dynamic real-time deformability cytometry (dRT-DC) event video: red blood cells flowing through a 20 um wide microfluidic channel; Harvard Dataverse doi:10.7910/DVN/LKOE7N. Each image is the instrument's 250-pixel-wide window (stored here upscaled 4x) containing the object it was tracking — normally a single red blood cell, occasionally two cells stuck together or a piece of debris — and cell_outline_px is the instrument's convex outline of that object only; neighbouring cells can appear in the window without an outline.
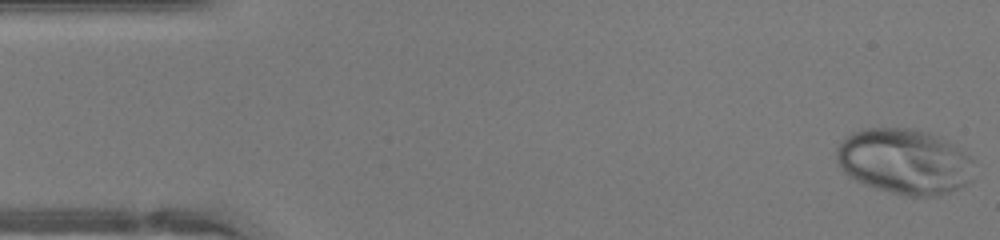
{"species": "human", "species_latin": "Homo sapiens", "temperature_condition": "warm", "stored_images_in_passage": 46, "camera_frame_rate_fps": 3000, "um_per_image_px": 0.085, "donor": {"sex": "female"}, "frame": {"image": 1, "passage_image": 1, "time_ms": 0.0, "image_size_px": [1000, 240], "cell_outline_px": [[972, 180], [948, 192], [936, 196], [908, 196], [876, 188], [864, 184], [848, 176], [840, 168], [836, 160], [836, 148], [852, 132], [860, 128], [912, 128], [928, 132], [940, 136], [948, 140], [972, 156]], "centroid_in_image_um": [76.87, 13.7], "position_along_channel_um": 8.1, "area_um2": 52.66}}
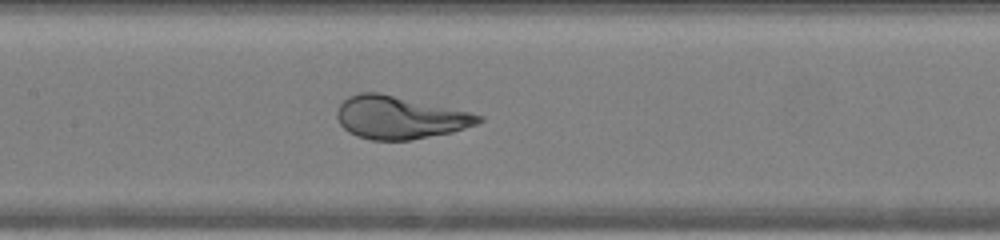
{"frame": {"image": 2, "passage_image": 21, "time_ms": 6.667, "image_size_px": [1000, 240], "cell_outline_px": [[484, 120], [476, 124], [452, 132], [412, 140], [372, 140], [356, 136], [348, 132], [340, 124], [336, 116], [336, 112], [340, 104], [348, 96], [360, 92], [380, 92], [468, 112], [484, 116]], "centroid_in_image_um": [33.94, 9.99], "position_along_channel_um": 173.5, "area_um2": 35.2}}
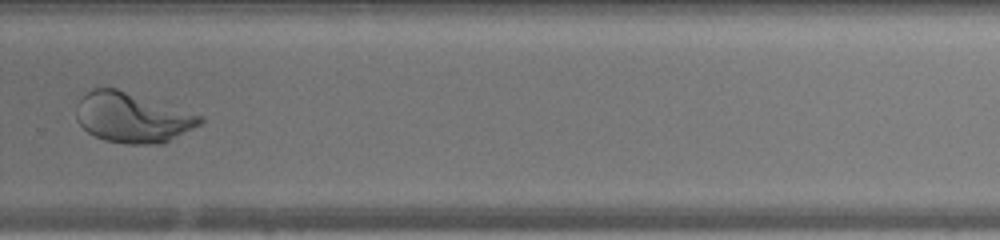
{"frame": {"image": 3, "passage_image": 31, "time_ms": 10.0, "image_size_px": [1000, 240], "cell_outline_px": [[204, 120], [200, 124], [164, 144], [128, 144], [104, 140], [88, 132], [76, 120], [76, 104], [92, 88], [116, 88], [204, 116]], "centroid_in_image_um": [11.25, 10.0], "position_along_channel_um": 318.6, "area_um2": 35.89}}